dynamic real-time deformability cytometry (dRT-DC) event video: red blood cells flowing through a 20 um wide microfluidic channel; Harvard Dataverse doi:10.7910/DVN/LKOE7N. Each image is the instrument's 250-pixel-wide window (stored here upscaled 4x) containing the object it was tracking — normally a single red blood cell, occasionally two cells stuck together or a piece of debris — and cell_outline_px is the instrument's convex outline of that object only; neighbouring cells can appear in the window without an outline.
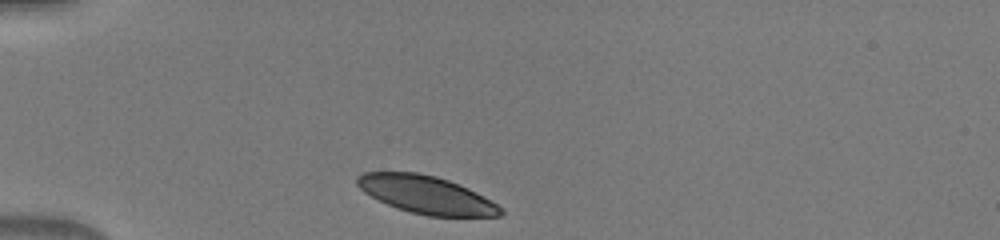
{"species": "human", "species_latin": "Homo sapiens", "temperature_condition": "warm", "stored_images_in_passage": 33, "camera_frame_rate_fps": 3000, "um_per_image_px": 0.085, "donor": {"sex": "male"}, "frame": {"image": 1, "passage_image": 1, "time_ms": 0.0, "image_size_px": [1000, 240], "cell_outline_px": [[504, 212], [500, 216], [428, 216], [396, 208], [364, 192], [356, 184], [356, 176], [364, 172], [416, 172], [436, 176], [448, 180], [468, 188], [476, 192], [504, 208]], "centroid_in_image_um": [36.24, 16.55], "position_along_channel_um": 48.8, "area_um2": 31.39}}
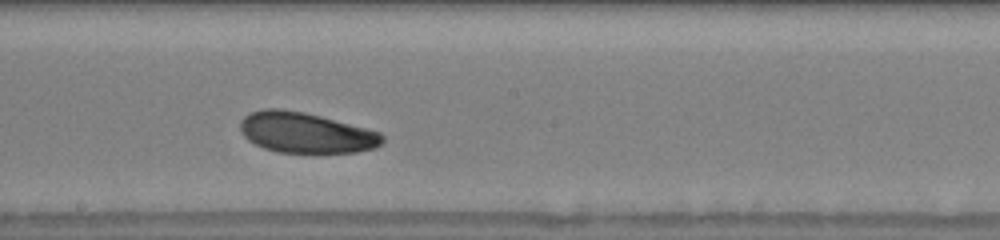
{"frame": {"image": 2, "passage_image": 16, "time_ms": 5.0, "image_size_px": [1000, 240], "cell_outline_px": [[384, 140], [376, 148], [356, 152], [316, 156], [276, 152], [264, 148], [248, 140], [240, 132], [240, 120], [244, 116], [252, 112], [264, 108], [280, 108], [304, 112], [320, 116], [380, 132], [384, 136]], "centroid_in_image_um": [26.0, 11.33], "position_along_channel_um": 222.2, "area_um2": 34.62}}
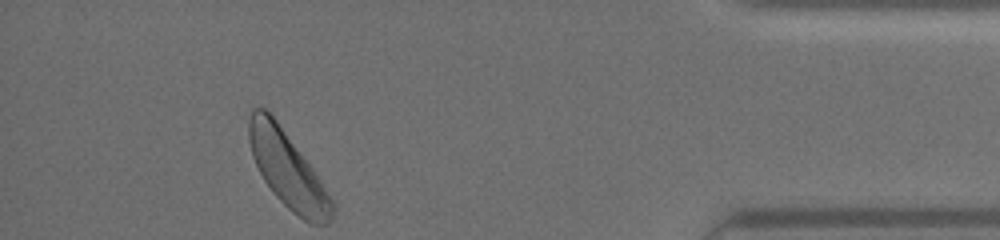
{"frame": {"image": 3, "passage_image": 33, "time_ms": 10.667, "image_size_px": [1000, 240], "cell_outline_px": [[336, 208], [328, 224], [308, 224], [292, 212], [272, 192], [264, 180], [252, 156], [248, 140], [248, 120], [252, 108], [264, 108], [276, 120], [312, 168], [336, 204]], "centroid_in_image_um": [24.45, 14.47], "position_along_channel_um": 410.7, "area_um2": 36.59}}